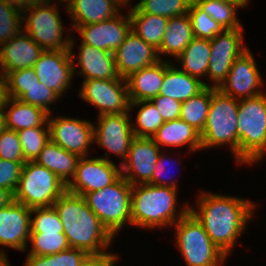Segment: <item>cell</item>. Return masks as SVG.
Instances as JSON below:
<instances>
[{"mask_svg":"<svg viewBox=\"0 0 266 266\" xmlns=\"http://www.w3.org/2000/svg\"><path fill=\"white\" fill-rule=\"evenodd\" d=\"M200 196V197H199ZM198 196L199 211H189L202 224L212 242L227 256L253 214L250 201L220 194Z\"/></svg>","mask_w":266,"mask_h":266,"instance_id":"obj_1","label":"cell"},{"mask_svg":"<svg viewBox=\"0 0 266 266\" xmlns=\"http://www.w3.org/2000/svg\"><path fill=\"white\" fill-rule=\"evenodd\" d=\"M53 206L59 214L70 248L83 250L88 255L111 254L103 250L109 247L114 237L88 207L83 196L66 190Z\"/></svg>","mask_w":266,"mask_h":266,"instance_id":"obj_2","label":"cell"},{"mask_svg":"<svg viewBox=\"0 0 266 266\" xmlns=\"http://www.w3.org/2000/svg\"><path fill=\"white\" fill-rule=\"evenodd\" d=\"M177 188L157 186L154 184H138L131 191V224L139 227H164L181 219L189 206L183 207L176 215ZM176 221V222H175Z\"/></svg>","mask_w":266,"mask_h":266,"instance_id":"obj_3","label":"cell"},{"mask_svg":"<svg viewBox=\"0 0 266 266\" xmlns=\"http://www.w3.org/2000/svg\"><path fill=\"white\" fill-rule=\"evenodd\" d=\"M238 108L239 100L211 86V104L205 127L200 133L202 149L229 144L239 162Z\"/></svg>","mask_w":266,"mask_h":266,"instance_id":"obj_4","label":"cell"},{"mask_svg":"<svg viewBox=\"0 0 266 266\" xmlns=\"http://www.w3.org/2000/svg\"><path fill=\"white\" fill-rule=\"evenodd\" d=\"M239 163L260 161L266 152V94L239 100Z\"/></svg>","mask_w":266,"mask_h":266,"instance_id":"obj_5","label":"cell"},{"mask_svg":"<svg viewBox=\"0 0 266 266\" xmlns=\"http://www.w3.org/2000/svg\"><path fill=\"white\" fill-rule=\"evenodd\" d=\"M131 191L132 185L121 175L105 188L83 196L113 237L127 222L131 225Z\"/></svg>","mask_w":266,"mask_h":266,"instance_id":"obj_6","label":"cell"},{"mask_svg":"<svg viewBox=\"0 0 266 266\" xmlns=\"http://www.w3.org/2000/svg\"><path fill=\"white\" fill-rule=\"evenodd\" d=\"M65 191L66 185L55 173L35 161H26L14 200L30 209L51 207Z\"/></svg>","mask_w":266,"mask_h":266,"instance_id":"obj_7","label":"cell"},{"mask_svg":"<svg viewBox=\"0 0 266 266\" xmlns=\"http://www.w3.org/2000/svg\"><path fill=\"white\" fill-rule=\"evenodd\" d=\"M175 224V241L187 266L224 264L227 255L212 242L202 224L190 211Z\"/></svg>","mask_w":266,"mask_h":266,"instance_id":"obj_8","label":"cell"},{"mask_svg":"<svg viewBox=\"0 0 266 266\" xmlns=\"http://www.w3.org/2000/svg\"><path fill=\"white\" fill-rule=\"evenodd\" d=\"M29 11L26 21V34L33 39L43 50L70 51L71 39H63V25L60 20L58 8L50 5V2L24 9ZM32 10V11H31ZM64 41H63V40Z\"/></svg>","mask_w":266,"mask_h":266,"instance_id":"obj_9","label":"cell"},{"mask_svg":"<svg viewBox=\"0 0 266 266\" xmlns=\"http://www.w3.org/2000/svg\"><path fill=\"white\" fill-rule=\"evenodd\" d=\"M79 95L99 108V116L129 111L128 86L124 78L84 80Z\"/></svg>","mask_w":266,"mask_h":266,"instance_id":"obj_10","label":"cell"},{"mask_svg":"<svg viewBox=\"0 0 266 266\" xmlns=\"http://www.w3.org/2000/svg\"><path fill=\"white\" fill-rule=\"evenodd\" d=\"M121 176V169L111 160L103 157H80L73 176L66 185L70 193L84 196L114 183Z\"/></svg>","mask_w":266,"mask_h":266,"instance_id":"obj_11","label":"cell"},{"mask_svg":"<svg viewBox=\"0 0 266 266\" xmlns=\"http://www.w3.org/2000/svg\"><path fill=\"white\" fill-rule=\"evenodd\" d=\"M242 29H225L209 40L211 53L207 76L214 82L210 86L218 88L226 79L235 59L247 50L242 45Z\"/></svg>","mask_w":266,"mask_h":266,"instance_id":"obj_12","label":"cell"},{"mask_svg":"<svg viewBox=\"0 0 266 266\" xmlns=\"http://www.w3.org/2000/svg\"><path fill=\"white\" fill-rule=\"evenodd\" d=\"M73 44L74 39L70 41V51L44 50L33 66L39 82L59 97L69 88L73 73H75L72 57Z\"/></svg>","mask_w":266,"mask_h":266,"instance_id":"obj_13","label":"cell"},{"mask_svg":"<svg viewBox=\"0 0 266 266\" xmlns=\"http://www.w3.org/2000/svg\"><path fill=\"white\" fill-rule=\"evenodd\" d=\"M159 155L160 147L152 138L134 137L131 141L126 159L120 163L121 175L132 186L152 184V174L155 170Z\"/></svg>","mask_w":266,"mask_h":266,"instance_id":"obj_14","label":"cell"},{"mask_svg":"<svg viewBox=\"0 0 266 266\" xmlns=\"http://www.w3.org/2000/svg\"><path fill=\"white\" fill-rule=\"evenodd\" d=\"M261 77L256 61L247 49L235 59L226 79L217 89L236 100L255 97L263 93L259 90L262 88Z\"/></svg>","mask_w":266,"mask_h":266,"instance_id":"obj_15","label":"cell"},{"mask_svg":"<svg viewBox=\"0 0 266 266\" xmlns=\"http://www.w3.org/2000/svg\"><path fill=\"white\" fill-rule=\"evenodd\" d=\"M50 140L79 157L87 156L88 147L94 142V125L89 121L58 117L48 118Z\"/></svg>","mask_w":266,"mask_h":266,"instance_id":"obj_16","label":"cell"},{"mask_svg":"<svg viewBox=\"0 0 266 266\" xmlns=\"http://www.w3.org/2000/svg\"><path fill=\"white\" fill-rule=\"evenodd\" d=\"M128 112L123 114H106L99 116L94 126L95 143L109 152L126 159L132 139L135 137Z\"/></svg>","mask_w":266,"mask_h":266,"instance_id":"obj_17","label":"cell"},{"mask_svg":"<svg viewBox=\"0 0 266 266\" xmlns=\"http://www.w3.org/2000/svg\"><path fill=\"white\" fill-rule=\"evenodd\" d=\"M73 27L82 36V44L114 53L131 31V20L129 14L126 17L119 14L99 23Z\"/></svg>","mask_w":266,"mask_h":266,"instance_id":"obj_18","label":"cell"},{"mask_svg":"<svg viewBox=\"0 0 266 266\" xmlns=\"http://www.w3.org/2000/svg\"><path fill=\"white\" fill-rule=\"evenodd\" d=\"M31 209L13 200L0 209V245L25 251L31 231Z\"/></svg>","mask_w":266,"mask_h":266,"instance_id":"obj_19","label":"cell"},{"mask_svg":"<svg viewBox=\"0 0 266 266\" xmlns=\"http://www.w3.org/2000/svg\"><path fill=\"white\" fill-rule=\"evenodd\" d=\"M114 57L117 73L124 79L132 73L154 65L161 60L158 56L157 49L147 44L132 30L114 52Z\"/></svg>","mask_w":266,"mask_h":266,"instance_id":"obj_20","label":"cell"},{"mask_svg":"<svg viewBox=\"0 0 266 266\" xmlns=\"http://www.w3.org/2000/svg\"><path fill=\"white\" fill-rule=\"evenodd\" d=\"M0 46V67L4 76L19 69L33 67L44 51L22 31Z\"/></svg>","mask_w":266,"mask_h":266,"instance_id":"obj_21","label":"cell"},{"mask_svg":"<svg viewBox=\"0 0 266 266\" xmlns=\"http://www.w3.org/2000/svg\"><path fill=\"white\" fill-rule=\"evenodd\" d=\"M78 64L84 80L121 78L116 70L114 53L95 48L88 44L79 47Z\"/></svg>","mask_w":266,"mask_h":266,"instance_id":"obj_22","label":"cell"},{"mask_svg":"<svg viewBox=\"0 0 266 266\" xmlns=\"http://www.w3.org/2000/svg\"><path fill=\"white\" fill-rule=\"evenodd\" d=\"M165 74V61L142 68L126 78L130 102L150 100L159 95Z\"/></svg>","mask_w":266,"mask_h":266,"instance_id":"obj_23","label":"cell"},{"mask_svg":"<svg viewBox=\"0 0 266 266\" xmlns=\"http://www.w3.org/2000/svg\"><path fill=\"white\" fill-rule=\"evenodd\" d=\"M207 85L200 79L191 77L181 69L175 68L165 61V74L159 95H163L181 103L197 95Z\"/></svg>","mask_w":266,"mask_h":266,"instance_id":"obj_24","label":"cell"},{"mask_svg":"<svg viewBox=\"0 0 266 266\" xmlns=\"http://www.w3.org/2000/svg\"><path fill=\"white\" fill-rule=\"evenodd\" d=\"M66 9L73 19V26L99 23L119 15L118 6L111 0H70Z\"/></svg>","mask_w":266,"mask_h":266,"instance_id":"obj_25","label":"cell"},{"mask_svg":"<svg viewBox=\"0 0 266 266\" xmlns=\"http://www.w3.org/2000/svg\"><path fill=\"white\" fill-rule=\"evenodd\" d=\"M152 139L159 147L160 145L178 147L188 144L192 151L202 149L200 132L180 118L165 121Z\"/></svg>","mask_w":266,"mask_h":266,"instance_id":"obj_26","label":"cell"},{"mask_svg":"<svg viewBox=\"0 0 266 266\" xmlns=\"http://www.w3.org/2000/svg\"><path fill=\"white\" fill-rule=\"evenodd\" d=\"M79 156L66 151L59 145L49 140L43 147L35 162L55 173L67 185L74 176L79 161ZM69 175V176H68Z\"/></svg>","mask_w":266,"mask_h":266,"instance_id":"obj_27","label":"cell"},{"mask_svg":"<svg viewBox=\"0 0 266 266\" xmlns=\"http://www.w3.org/2000/svg\"><path fill=\"white\" fill-rule=\"evenodd\" d=\"M194 38L188 13L169 18L160 48L157 50L159 58L161 53L177 58Z\"/></svg>","mask_w":266,"mask_h":266,"instance_id":"obj_28","label":"cell"},{"mask_svg":"<svg viewBox=\"0 0 266 266\" xmlns=\"http://www.w3.org/2000/svg\"><path fill=\"white\" fill-rule=\"evenodd\" d=\"M9 103L12 105H9L11 108L7 112L4 110L6 128L19 131L32 127H44L48 124L50 114L42 108L16 98H11Z\"/></svg>","mask_w":266,"mask_h":266,"instance_id":"obj_29","label":"cell"},{"mask_svg":"<svg viewBox=\"0 0 266 266\" xmlns=\"http://www.w3.org/2000/svg\"><path fill=\"white\" fill-rule=\"evenodd\" d=\"M211 46L208 39L194 38L177 57L181 62L182 71L191 77L207 75Z\"/></svg>","mask_w":266,"mask_h":266,"instance_id":"obj_30","label":"cell"},{"mask_svg":"<svg viewBox=\"0 0 266 266\" xmlns=\"http://www.w3.org/2000/svg\"><path fill=\"white\" fill-rule=\"evenodd\" d=\"M131 30L155 49L160 48L169 18L146 13H129Z\"/></svg>","mask_w":266,"mask_h":266,"instance_id":"obj_31","label":"cell"},{"mask_svg":"<svg viewBox=\"0 0 266 266\" xmlns=\"http://www.w3.org/2000/svg\"><path fill=\"white\" fill-rule=\"evenodd\" d=\"M224 29L242 28L236 16V8L248 5V0H193Z\"/></svg>","mask_w":266,"mask_h":266,"instance_id":"obj_32","label":"cell"},{"mask_svg":"<svg viewBox=\"0 0 266 266\" xmlns=\"http://www.w3.org/2000/svg\"><path fill=\"white\" fill-rule=\"evenodd\" d=\"M210 104L211 86H206L197 95L181 103L179 118L201 133L207 121Z\"/></svg>","mask_w":266,"mask_h":266,"instance_id":"obj_33","label":"cell"},{"mask_svg":"<svg viewBox=\"0 0 266 266\" xmlns=\"http://www.w3.org/2000/svg\"><path fill=\"white\" fill-rule=\"evenodd\" d=\"M139 105L141 108L138 111L137 118H135L138 127L132 126L134 136L152 138L157 130L164 124V120L150 100L130 102L129 110Z\"/></svg>","mask_w":266,"mask_h":266,"instance_id":"obj_34","label":"cell"},{"mask_svg":"<svg viewBox=\"0 0 266 266\" xmlns=\"http://www.w3.org/2000/svg\"><path fill=\"white\" fill-rule=\"evenodd\" d=\"M193 0H141L129 13H146L167 18L187 14Z\"/></svg>","mask_w":266,"mask_h":266,"instance_id":"obj_35","label":"cell"},{"mask_svg":"<svg viewBox=\"0 0 266 266\" xmlns=\"http://www.w3.org/2000/svg\"><path fill=\"white\" fill-rule=\"evenodd\" d=\"M22 12L13 0H0V45L21 32Z\"/></svg>","mask_w":266,"mask_h":266,"instance_id":"obj_36","label":"cell"},{"mask_svg":"<svg viewBox=\"0 0 266 266\" xmlns=\"http://www.w3.org/2000/svg\"><path fill=\"white\" fill-rule=\"evenodd\" d=\"M17 131L25 161H35L50 140L49 126Z\"/></svg>","mask_w":266,"mask_h":266,"instance_id":"obj_37","label":"cell"},{"mask_svg":"<svg viewBox=\"0 0 266 266\" xmlns=\"http://www.w3.org/2000/svg\"><path fill=\"white\" fill-rule=\"evenodd\" d=\"M32 248L28 255L45 256L70 248L65 234L57 232L30 233Z\"/></svg>","mask_w":266,"mask_h":266,"instance_id":"obj_38","label":"cell"},{"mask_svg":"<svg viewBox=\"0 0 266 266\" xmlns=\"http://www.w3.org/2000/svg\"><path fill=\"white\" fill-rule=\"evenodd\" d=\"M87 256L83 250L68 248L51 255H28L25 266H79Z\"/></svg>","mask_w":266,"mask_h":266,"instance_id":"obj_39","label":"cell"},{"mask_svg":"<svg viewBox=\"0 0 266 266\" xmlns=\"http://www.w3.org/2000/svg\"><path fill=\"white\" fill-rule=\"evenodd\" d=\"M195 38L211 40L225 29L203 11L194 1L188 11Z\"/></svg>","mask_w":266,"mask_h":266,"instance_id":"obj_40","label":"cell"},{"mask_svg":"<svg viewBox=\"0 0 266 266\" xmlns=\"http://www.w3.org/2000/svg\"><path fill=\"white\" fill-rule=\"evenodd\" d=\"M31 213H36L34 219L31 218L30 233L57 232L64 234L63 224L54 206L34 208Z\"/></svg>","mask_w":266,"mask_h":266,"instance_id":"obj_41","label":"cell"},{"mask_svg":"<svg viewBox=\"0 0 266 266\" xmlns=\"http://www.w3.org/2000/svg\"><path fill=\"white\" fill-rule=\"evenodd\" d=\"M60 97L51 89L47 88L41 82H35L33 85L27 88V92H24L18 99L22 102L37 106L51 114L49 105Z\"/></svg>","mask_w":266,"mask_h":266,"instance_id":"obj_42","label":"cell"},{"mask_svg":"<svg viewBox=\"0 0 266 266\" xmlns=\"http://www.w3.org/2000/svg\"><path fill=\"white\" fill-rule=\"evenodd\" d=\"M0 159L26 163L17 131L5 128L0 133Z\"/></svg>","mask_w":266,"mask_h":266,"instance_id":"obj_43","label":"cell"},{"mask_svg":"<svg viewBox=\"0 0 266 266\" xmlns=\"http://www.w3.org/2000/svg\"><path fill=\"white\" fill-rule=\"evenodd\" d=\"M9 93L11 98L18 99L27 88L35 82H39L33 67L19 69L10 72L7 76Z\"/></svg>","mask_w":266,"mask_h":266,"instance_id":"obj_44","label":"cell"},{"mask_svg":"<svg viewBox=\"0 0 266 266\" xmlns=\"http://www.w3.org/2000/svg\"><path fill=\"white\" fill-rule=\"evenodd\" d=\"M22 164L0 159V187L6 188L13 194L18 186Z\"/></svg>","mask_w":266,"mask_h":266,"instance_id":"obj_45","label":"cell"},{"mask_svg":"<svg viewBox=\"0 0 266 266\" xmlns=\"http://www.w3.org/2000/svg\"><path fill=\"white\" fill-rule=\"evenodd\" d=\"M150 101L155 105L164 122L178 119L180 117V101L163 95H157L150 99Z\"/></svg>","mask_w":266,"mask_h":266,"instance_id":"obj_46","label":"cell"},{"mask_svg":"<svg viewBox=\"0 0 266 266\" xmlns=\"http://www.w3.org/2000/svg\"><path fill=\"white\" fill-rule=\"evenodd\" d=\"M166 158L164 157V155H159L158 161L155 165V170L153 171L152 174V184L157 185V186H171L173 188L177 187L176 184V180L174 181L171 180V184L167 183L168 181H166V179H163V177H161V174H163L164 172L166 173L165 169L167 168L166 166ZM169 163V162H168ZM166 175V174H165ZM172 178V177H171Z\"/></svg>","mask_w":266,"mask_h":266,"instance_id":"obj_47","label":"cell"},{"mask_svg":"<svg viewBox=\"0 0 266 266\" xmlns=\"http://www.w3.org/2000/svg\"><path fill=\"white\" fill-rule=\"evenodd\" d=\"M118 259L113 254L88 255L79 266H114Z\"/></svg>","mask_w":266,"mask_h":266,"instance_id":"obj_48","label":"cell"},{"mask_svg":"<svg viewBox=\"0 0 266 266\" xmlns=\"http://www.w3.org/2000/svg\"><path fill=\"white\" fill-rule=\"evenodd\" d=\"M10 99L7 77L2 74L0 76V110L4 111L8 107Z\"/></svg>","mask_w":266,"mask_h":266,"instance_id":"obj_49","label":"cell"},{"mask_svg":"<svg viewBox=\"0 0 266 266\" xmlns=\"http://www.w3.org/2000/svg\"><path fill=\"white\" fill-rule=\"evenodd\" d=\"M13 1L22 11H24V9L28 7L38 6L50 2V0H13Z\"/></svg>","mask_w":266,"mask_h":266,"instance_id":"obj_50","label":"cell"},{"mask_svg":"<svg viewBox=\"0 0 266 266\" xmlns=\"http://www.w3.org/2000/svg\"><path fill=\"white\" fill-rule=\"evenodd\" d=\"M14 200V194L6 188L0 187V209Z\"/></svg>","mask_w":266,"mask_h":266,"instance_id":"obj_51","label":"cell"},{"mask_svg":"<svg viewBox=\"0 0 266 266\" xmlns=\"http://www.w3.org/2000/svg\"><path fill=\"white\" fill-rule=\"evenodd\" d=\"M0 266H10V263H8L7 257L5 255V252L0 251Z\"/></svg>","mask_w":266,"mask_h":266,"instance_id":"obj_52","label":"cell"},{"mask_svg":"<svg viewBox=\"0 0 266 266\" xmlns=\"http://www.w3.org/2000/svg\"><path fill=\"white\" fill-rule=\"evenodd\" d=\"M5 116L4 111L0 110V133L5 129Z\"/></svg>","mask_w":266,"mask_h":266,"instance_id":"obj_53","label":"cell"},{"mask_svg":"<svg viewBox=\"0 0 266 266\" xmlns=\"http://www.w3.org/2000/svg\"><path fill=\"white\" fill-rule=\"evenodd\" d=\"M114 2L118 7L128 5L130 3V0H111Z\"/></svg>","mask_w":266,"mask_h":266,"instance_id":"obj_54","label":"cell"}]
</instances>
